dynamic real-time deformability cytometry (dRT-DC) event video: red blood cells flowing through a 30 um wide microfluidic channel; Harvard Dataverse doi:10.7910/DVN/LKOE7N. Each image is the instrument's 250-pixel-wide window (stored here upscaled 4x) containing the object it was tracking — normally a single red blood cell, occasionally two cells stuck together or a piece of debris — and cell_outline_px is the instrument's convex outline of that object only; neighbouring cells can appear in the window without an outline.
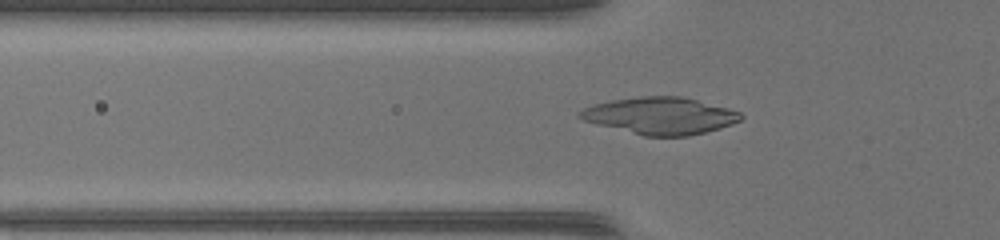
{"species": "common noctule bat (a hibernating species)", "species_latin": "Nyctalus noctula", "temperature_condition": "warm", "stored_images_in_passage": 50, "camera_frame_rate_fps": 3000, "um_per_image_px": 0.085, "animal": {"sex": "female", "body_mass_g": 17.0, "forearm_length_mm": 48.0}, "frame": {"image": 1, "passage_image": 18, "time_ms": 5.667, "image_size_px": [1000, 240], "cell_outline_px": [[744, 116], [740, 120], [732, 124], [720, 128], [688, 136], [644, 136], [596, 124], [584, 120], [576, 116], [584, 108], [592, 104], [612, 100], [640, 96], [684, 96], [728, 108], [740, 112]], "centroid_in_image_um": [56.12, 9.83], "position_along_channel_um": 69.7, "area_um2": 34.68}}
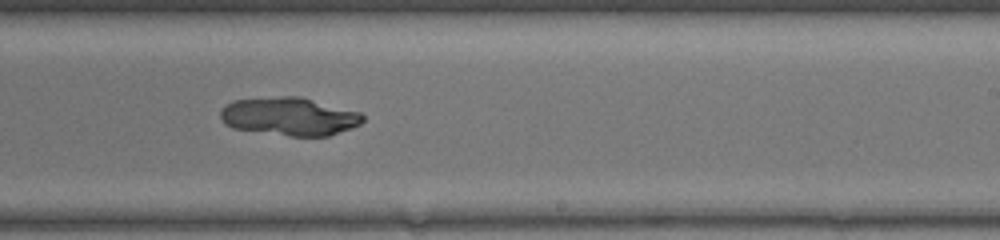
{"frame": {"image": 2, "passage_image": 32, "time_ms": 10.333, "image_size_px": [1000, 240], "cell_outline_px": [[364, 120], [360, 124], [352, 128], [328, 136], [288, 136], [232, 128], [224, 124], [220, 116], [220, 112], [232, 100], [284, 96], [300, 96], [360, 112], [364, 116]], "centroid_in_image_um": [24.61, 9.9], "position_along_channel_um": 264.4, "area_um2": 31.67}}
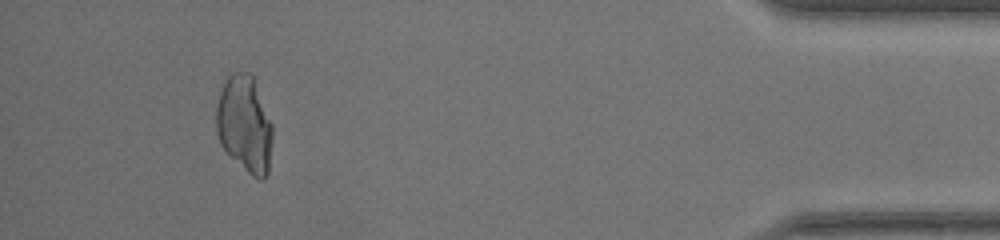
{"frame": {"image": 3, "passage_image": 47, "time_ms": 15.333, "image_size_px": [1000, 240], "cell_outline_px": [[272, 140], [268, 172], [264, 180], [260, 180], [252, 176], [220, 144], [216, 132], [216, 108], [220, 92], [228, 72], [252, 72], [272, 124]], "centroid_in_image_um": [20.79, 10.51], "position_along_channel_um": 414.4, "area_um2": 31.79}}